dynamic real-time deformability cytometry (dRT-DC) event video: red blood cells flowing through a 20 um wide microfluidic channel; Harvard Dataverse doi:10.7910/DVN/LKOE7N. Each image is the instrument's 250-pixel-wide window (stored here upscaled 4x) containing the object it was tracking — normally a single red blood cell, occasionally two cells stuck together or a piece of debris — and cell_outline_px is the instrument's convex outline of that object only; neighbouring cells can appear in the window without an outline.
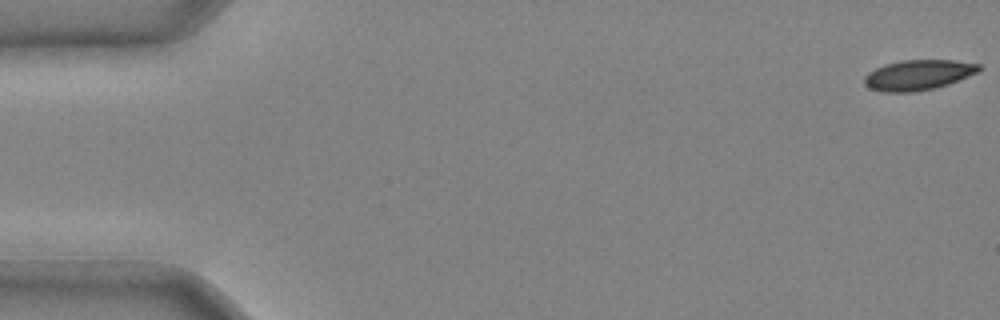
{"species": "common noctule bat (a hibernating species)", "species_latin": "Nyctalus noctula", "temperature_condition": "cold", "stored_images_in_passage": 40, "camera_frame_rate_fps": 3000, "um_per_image_px": 0.085, "animal": {"sex": "male", "body_mass_g": 20.4}, "frame": {"image": 1, "passage_image": 1, "time_ms": 0.0, "image_size_px": [1000, 320], "cell_outline_px": [[980, 72], [948, 84], [932, 88], [912, 92], [884, 92], [868, 88], [864, 84], [864, 76], [868, 72], [884, 64], [900, 60], [956, 60], [980, 64]], "centroid_in_image_um": [78.04, 6.36], "position_along_channel_um": 7.0, "area_um2": 20.29}}
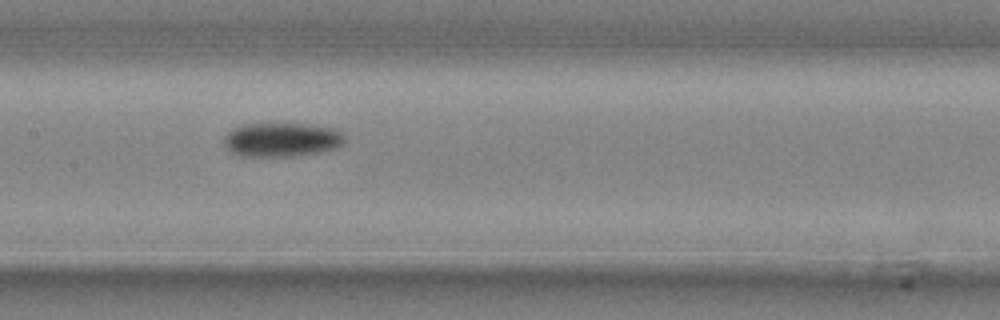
{"frame": {"image": 2, "passage_image": 22, "time_ms": 7.0, "image_size_px": [1000, 320], "cell_outline_px": [[344, 144], [340, 148], [320, 152], [296, 156], [236, 156], [224, 144], [224, 136], [232, 128], [240, 124], [308, 124], [336, 128], [344, 132]], "centroid_in_image_um": [23.99, 11.87], "position_along_channel_um": 183.4, "area_um2": 24.39}}
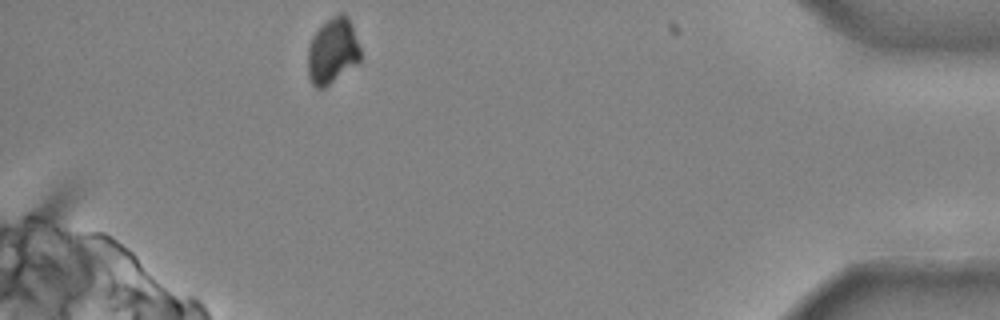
{"frame": {"image": 3, "passage_image": 40, "time_ms": 13.0, "image_size_px": [1000, 320], "cell_outline_px": [[360, 60], [356, 64], [324, 88], [316, 88], [312, 84], [308, 76], [308, 44], [312, 36], [332, 16], [340, 12], [344, 12], [348, 16], [360, 48]], "centroid_in_image_um": [28.25, 4.33], "position_along_channel_um": 406.9, "area_um2": 20.0}}